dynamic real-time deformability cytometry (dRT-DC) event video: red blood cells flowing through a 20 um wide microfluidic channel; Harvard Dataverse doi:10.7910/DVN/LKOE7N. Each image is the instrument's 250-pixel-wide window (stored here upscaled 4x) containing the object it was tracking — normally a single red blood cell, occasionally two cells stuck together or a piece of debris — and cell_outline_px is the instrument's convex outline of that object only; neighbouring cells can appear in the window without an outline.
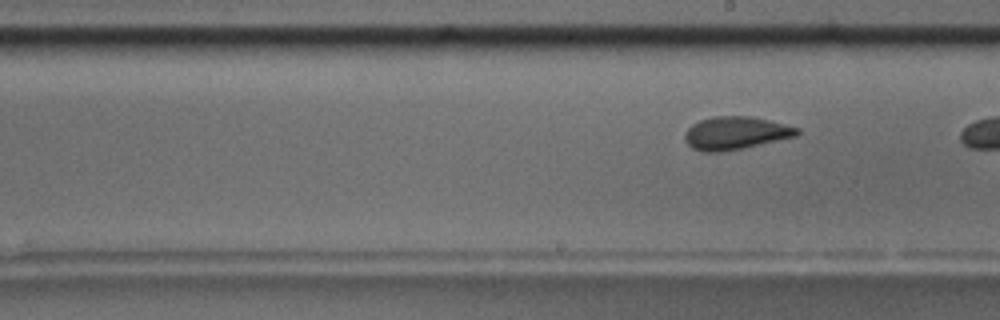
{"species": "common noctule bat (a hibernating species)", "species_latin": "Nyctalus noctula", "temperature_condition": "room temperature", "stored_images_in_passage": 10, "segment_of_instrument_passage": [2, 2], "camera_frame_rate_fps": 3000, "um_per_image_px": 0.085, "animal": {"sex": "male", "body_mass_g": 17.5, "forearm_length_mm": 52.3}, "frame": {"image": 1, "passage_image": 10, "time_ms": 11.333, "image_size_px": [1000, 320], "cell_outline_px": [[800, 132], [796, 136], [744, 148], [720, 152], [700, 152], [692, 148], [684, 140], [684, 132], [692, 124], [700, 120], [716, 116], [748, 116], [768, 120], [800, 128]], "centroid_in_image_um": [62.49, 11.32], "position_along_channel_um": 226.5, "area_um2": 21.56}}